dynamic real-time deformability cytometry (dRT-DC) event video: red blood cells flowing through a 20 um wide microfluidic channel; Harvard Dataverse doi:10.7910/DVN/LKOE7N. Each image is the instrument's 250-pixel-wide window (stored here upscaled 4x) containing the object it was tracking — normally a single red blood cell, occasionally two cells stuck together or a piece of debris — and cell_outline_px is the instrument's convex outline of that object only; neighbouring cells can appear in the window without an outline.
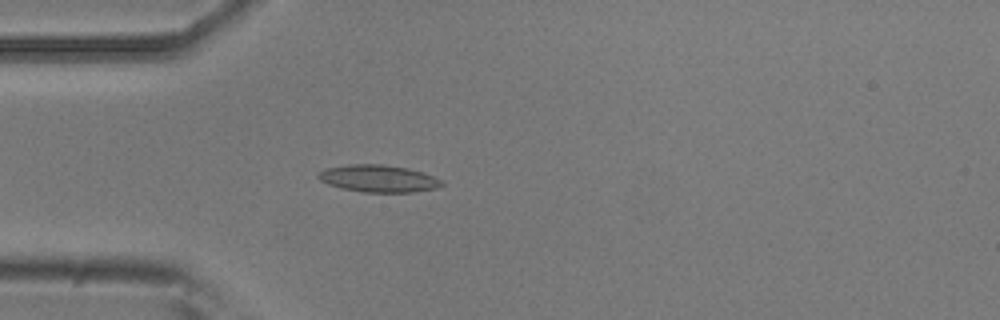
{"species": "common noctule bat (a hibernating species)", "species_latin": "Nyctalus noctula", "temperature_condition": "room temperature", "stored_images_in_passage": 1, "camera_frame_rate_fps": 3000, "um_per_image_px": 0.085, "animal": {"sex": "male", "body_mass_g": 20.5, "forearm_length_mm": 52.5}, "frame": {"image": 1, "passage_image": 1, "time_ms": 0.0, "image_size_px": [1000, 320], "cell_outline_px": [[444, 184], [436, 188], [412, 192], [364, 192], [340, 188], [328, 184], [320, 180], [316, 176], [324, 168], [348, 164], [384, 164], [408, 168], [424, 172], [444, 180]], "centroid_in_image_um": [32.18, 15.16], "position_along_channel_um": 52.8, "area_um2": 19.77}}